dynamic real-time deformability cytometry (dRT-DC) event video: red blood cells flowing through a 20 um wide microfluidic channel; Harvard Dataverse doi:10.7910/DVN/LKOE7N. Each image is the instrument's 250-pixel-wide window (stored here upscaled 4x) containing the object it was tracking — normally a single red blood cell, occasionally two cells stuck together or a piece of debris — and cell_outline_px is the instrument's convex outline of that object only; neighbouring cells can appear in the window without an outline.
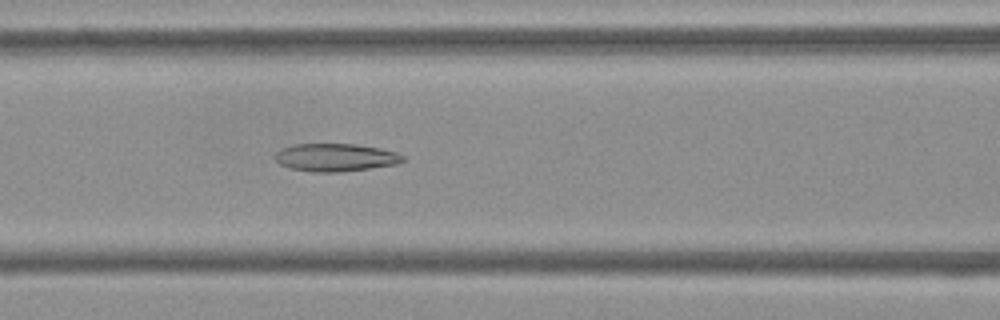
{"species": "Egyptian fruit bat (a non-hibernating species)", "species_latin": "Rousettus aegyptiacus", "temperature_condition": "cold", "stored_images_in_passage": 53, "camera_frame_rate_fps": 3000, "um_per_image_px": 0.085, "frame": {"image": 1, "passage_image": 22, "time_ms": 7.0, "image_size_px": [1000, 320], "cell_outline_px": [[404, 160], [396, 164], [340, 172], [312, 172], [292, 168], [280, 164], [272, 156], [280, 148], [292, 144], [356, 144], [380, 148], [396, 152], [404, 156]], "centroid_in_image_um": [28.47, 13.37], "position_along_channel_um": 138.1, "area_um2": 20.75}}
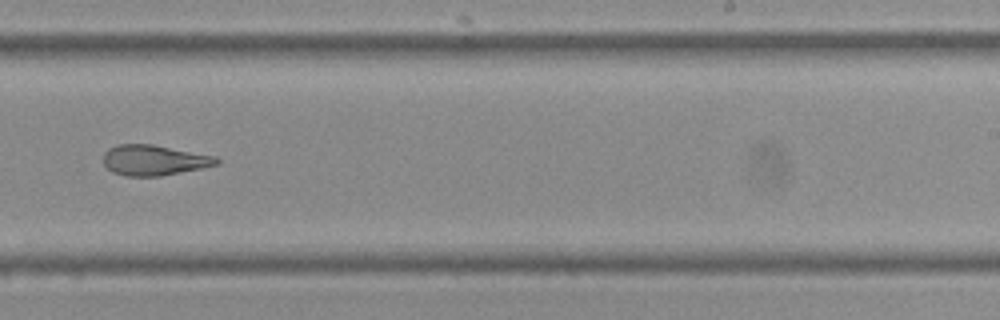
{"frame": {"image": 2, "passage_image": 33, "time_ms": 10.667, "image_size_px": [1000, 320], "cell_outline_px": [[220, 164], [160, 176], [128, 176], [112, 172], [104, 164], [104, 152], [108, 148], [116, 144], [152, 144], [216, 156], [220, 160]], "centroid_in_image_um": [13.09, 13.6], "position_along_channel_um": 275.9, "area_um2": 20.06}}
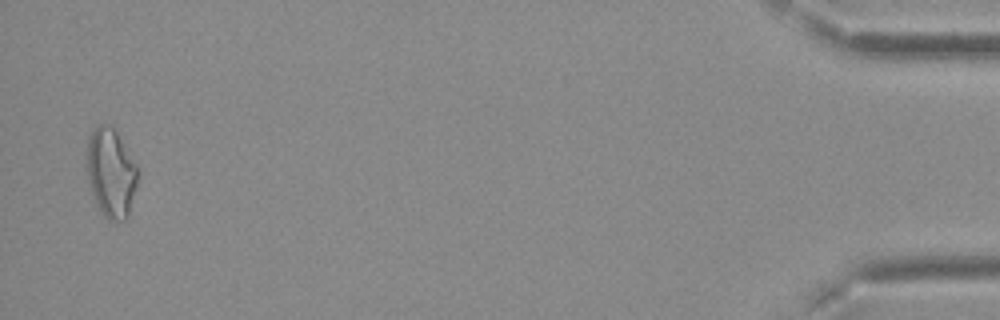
{"frame": {"image": 3, "passage_image": 52, "time_ms": 17.0, "image_size_px": [1000, 320], "cell_outline_px": [[140, 172], [128, 216], [124, 220], [108, 220], [100, 212], [96, 204], [88, 180], [84, 164], [88, 140], [92, 128], [96, 124], [108, 124], [116, 132], [136, 164]], "centroid_in_image_um": [9.4, 14.68], "position_along_channel_um": 425.8, "area_um2": 26.82}, "authors_computed_cell_mechanics": {"area_um2": 22.542, "velocity_mm_per_s": 3.7631, "shape_relaxation_time_tau1_ms": null, "shape_relaxation_time_tau2_ms": 3.9104, "deformation_change_tau1": null, "deformation_change_tau2": 0.1238}}